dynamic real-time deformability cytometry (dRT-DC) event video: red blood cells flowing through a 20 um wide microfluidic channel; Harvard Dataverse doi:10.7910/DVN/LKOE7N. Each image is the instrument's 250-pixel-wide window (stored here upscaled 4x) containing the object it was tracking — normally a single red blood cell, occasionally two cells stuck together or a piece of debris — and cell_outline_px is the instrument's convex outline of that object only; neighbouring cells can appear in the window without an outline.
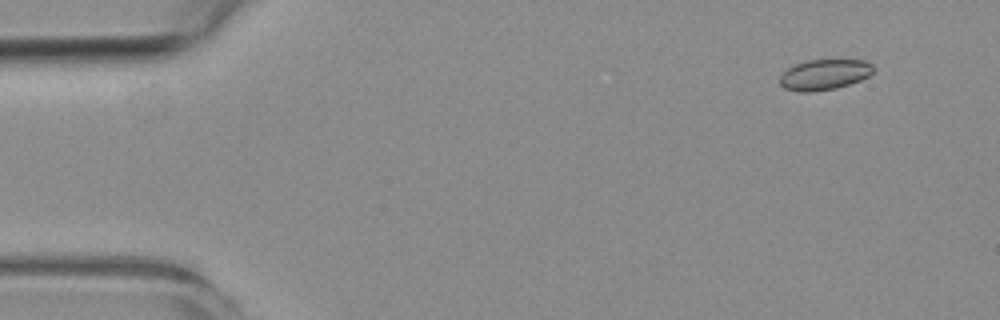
{"species": "common noctule bat (a hibernating species)", "species_latin": "Nyctalus noctula", "temperature_condition": "room temperature", "stored_images_in_passage": 5, "camera_frame_rate_fps": 3000, "um_per_image_px": 0.085, "animal": {"sex": "female", "body_mass_g": 19.3, "forearm_length_mm": 54.1}, "frame": {"image": 1, "passage_image": 2, "time_ms": 1.0, "image_size_px": [1000, 320], "cell_outline_px": [[876, 68], [868, 76], [860, 80], [836, 88], [812, 92], [800, 92], [784, 88], [780, 84], [780, 76], [788, 68], [796, 64], [808, 60], [864, 60], [872, 64]], "centroid_in_image_um": [70.08, 6.34], "position_along_channel_um": 14.9, "area_um2": 16.59}}
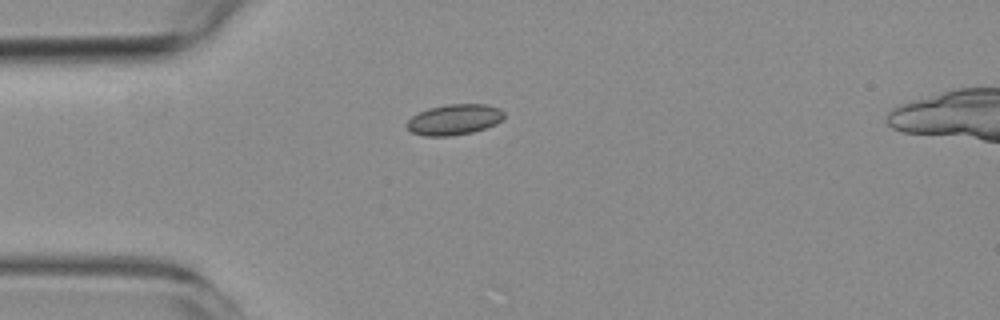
{"frame": {"image": 2, "passage_image": 5, "time_ms": 4.333, "image_size_px": [1000, 320], "cell_outline_px": [[504, 116], [496, 124], [472, 132], [448, 136], [424, 136], [412, 132], [404, 124], [412, 116], [428, 108], [448, 104], [488, 104], [500, 108], [504, 112]], "centroid_in_image_um": [38.6, 10.15], "position_along_channel_um": 46.4, "area_um2": 17.34}}